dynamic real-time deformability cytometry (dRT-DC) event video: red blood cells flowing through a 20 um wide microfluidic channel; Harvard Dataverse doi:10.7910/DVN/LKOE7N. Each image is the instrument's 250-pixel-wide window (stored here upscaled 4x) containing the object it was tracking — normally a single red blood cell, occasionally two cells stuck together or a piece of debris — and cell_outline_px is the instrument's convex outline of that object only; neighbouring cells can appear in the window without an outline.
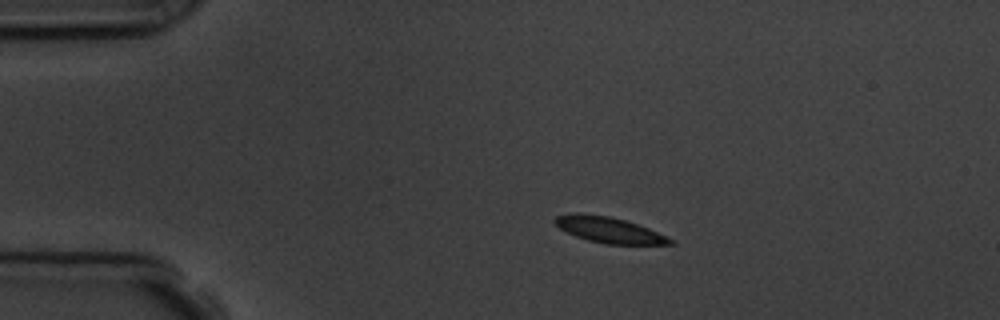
{"species": "common noctule bat (a hibernating species)", "species_latin": "Nyctalus noctula", "temperature_condition": "room temperature", "stored_images_in_passage": 9, "camera_frame_rate_fps": 3000, "um_per_image_px": 0.085, "animal": {"sex": "male", "body_mass_g": 19.5, "forearm_length_mm": 54.6}, "frame": {"image": 1, "passage_image": 1, "time_ms": 0.0, "image_size_px": [1000, 320], "cell_outline_px": [[676, 244], [604, 244], [588, 240], [576, 236], [560, 228], [552, 220], [556, 216], [572, 212], [580, 212], [608, 216], [624, 220], [648, 228], [676, 240]], "centroid_in_image_um": [51.76, 19.53], "position_along_channel_um": 33.2, "area_um2": 17.34}}
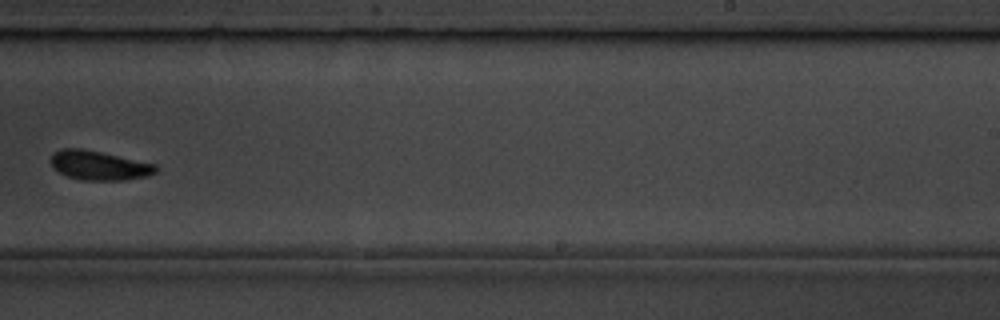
{"frame": {"image": 2, "passage_image": 8, "time_ms": 8.0, "image_size_px": [1000, 320], "cell_outline_px": [[160, 168], [156, 172], [148, 176], [124, 180], [80, 180], [68, 176], [52, 168], [48, 160], [52, 152], [60, 148], [84, 148], [156, 164]], "centroid_in_image_um": [8.38, 14.05], "position_along_channel_um": 280.6, "area_um2": 18.32}}